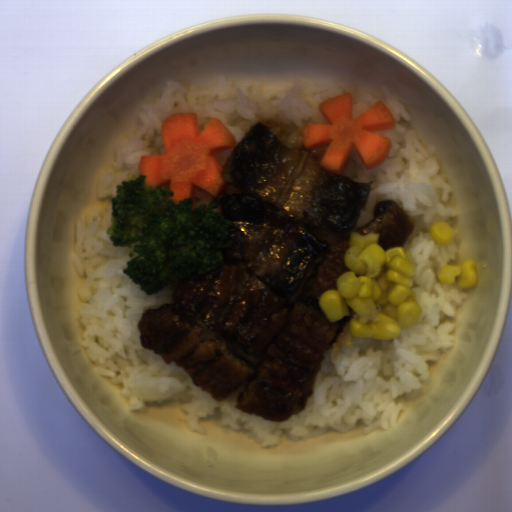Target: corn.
<instances>
[{
  "label": "corn",
  "instance_id": "corn-1",
  "mask_svg": "<svg viewBox=\"0 0 512 512\" xmlns=\"http://www.w3.org/2000/svg\"><path fill=\"white\" fill-rule=\"evenodd\" d=\"M349 234L344 262L349 269L338 276L336 289H325L317 300L327 321L347 317L348 333L365 339L396 340L402 329H414L423 310L414 290L417 274L404 247L385 249L376 232Z\"/></svg>",
  "mask_w": 512,
  "mask_h": 512
},
{
  "label": "corn",
  "instance_id": "corn-3",
  "mask_svg": "<svg viewBox=\"0 0 512 512\" xmlns=\"http://www.w3.org/2000/svg\"><path fill=\"white\" fill-rule=\"evenodd\" d=\"M428 233L434 242L447 245L456 234L454 228L446 220H436L429 226Z\"/></svg>",
  "mask_w": 512,
  "mask_h": 512
},
{
  "label": "corn",
  "instance_id": "corn-2",
  "mask_svg": "<svg viewBox=\"0 0 512 512\" xmlns=\"http://www.w3.org/2000/svg\"><path fill=\"white\" fill-rule=\"evenodd\" d=\"M478 267V262L466 259L459 264L442 266L437 272V278L447 286L455 284L460 289L473 288L478 284Z\"/></svg>",
  "mask_w": 512,
  "mask_h": 512
}]
</instances>
